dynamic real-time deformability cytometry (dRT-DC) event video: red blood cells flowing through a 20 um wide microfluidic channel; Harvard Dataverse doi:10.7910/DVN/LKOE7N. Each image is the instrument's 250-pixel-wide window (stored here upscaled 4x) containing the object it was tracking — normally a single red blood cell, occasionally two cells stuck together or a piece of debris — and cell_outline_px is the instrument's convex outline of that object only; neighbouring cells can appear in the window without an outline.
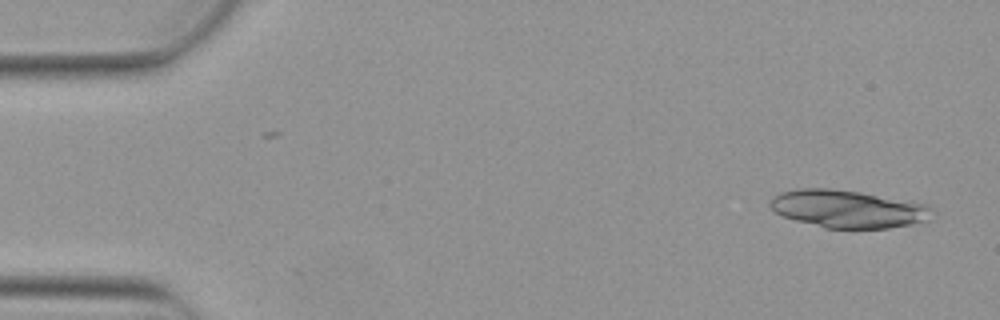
{"species": "Egyptian fruit bat (a non-hibernating species)", "species_latin": "Rousettus aegyptiacus", "temperature_condition": "warm", "stored_images_in_passage": 3, "camera_frame_rate_fps": 3000, "um_per_image_px": 0.085, "animal": {"sex": "female"}, "frame": {"image": 1, "passage_image": 3, "time_ms": 0.667, "image_size_px": [1000, 320], "cell_outline_px": [[936, 212], [932, 220], [912, 224], [888, 228], [824, 228], [796, 220], [784, 216], [776, 212], [768, 204], [768, 200], [772, 196], [780, 192], [796, 188], [828, 188], [860, 192], [912, 200], [928, 204]], "centroid_in_image_um": [72.15, 17.75], "position_along_channel_um": 12.9, "area_um2": 36.24}}